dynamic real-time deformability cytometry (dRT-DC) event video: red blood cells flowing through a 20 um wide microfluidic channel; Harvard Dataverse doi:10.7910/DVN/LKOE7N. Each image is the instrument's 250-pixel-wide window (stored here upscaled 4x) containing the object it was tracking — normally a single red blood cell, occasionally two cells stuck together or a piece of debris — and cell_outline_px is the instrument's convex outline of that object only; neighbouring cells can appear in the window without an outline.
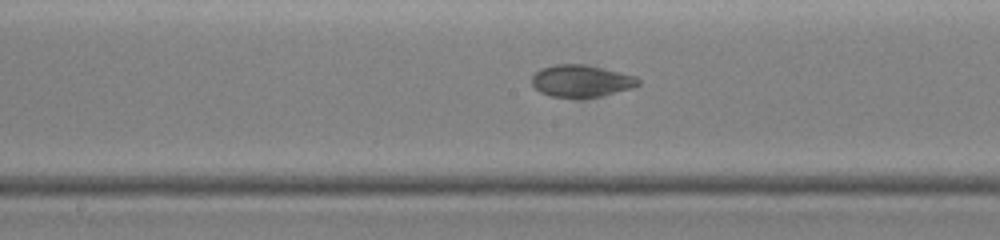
{"species": "common noctule bat (a hibernating species)", "species_latin": "Nyctalus noctula", "temperature_condition": "warm", "stored_images_in_passage": 40, "camera_frame_rate_fps": 3000, "um_per_image_px": 0.085, "animal": {"sex": "female", "body_mass_g": 19.0, "forearm_length_mm": 51.5}, "frame": {"image": 1, "passage_image": 20, "time_ms": 7.333, "image_size_px": [1000, 240], "cell_outline_px": [[640, 84], [628, 88], [600, 96], [584, 100], [576, 100], [552, 96], [540, 92], [532, 84], [532, 76], [540, 68], [556, 64], [588, 64], [636, 76], [640, 80]], "centroid_in_image_um": [49.38, 6.9], "position_along_channel_um": 198.8, "area_um2": 20.29}}